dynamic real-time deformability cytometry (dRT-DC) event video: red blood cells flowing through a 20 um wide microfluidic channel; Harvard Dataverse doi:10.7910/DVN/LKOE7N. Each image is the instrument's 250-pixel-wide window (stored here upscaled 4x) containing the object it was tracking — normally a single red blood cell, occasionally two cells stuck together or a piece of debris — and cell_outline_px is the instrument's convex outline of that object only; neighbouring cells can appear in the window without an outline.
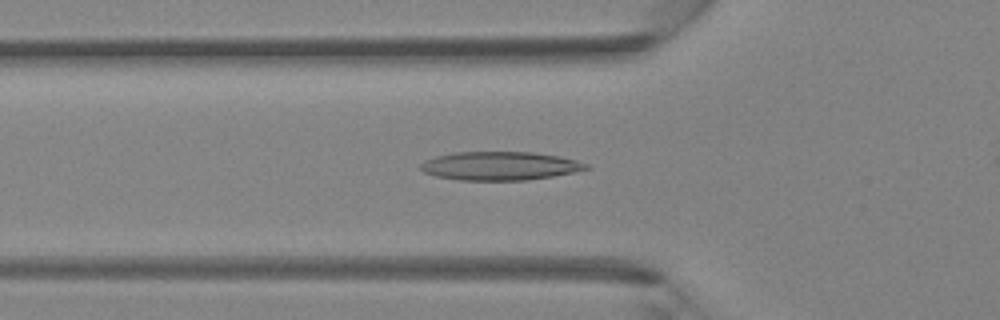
{"species": "Egyptian fruit bat (a non-hibernating species)", "species_latin": "Rousettus aegyptiacus", "temperature_condition": "room temperature", "stored_images_in_passage": 41, "camera_frame_rate_fps": 3000, "um_per_image_px": 0.085, "animal": {"sex": "female"}, "frame": {"image": 1, "passage_image": 16, "time_ms": 5.0, "image_size_px": [1000, 320], "cell_outline_px": [[592, 168], [552, 176], [528, 180], [460, 180], [436, 176], [424, 172], [420, 168], [420, 164], [424, 160], [436, 156], [452, 152], [532, 152], [560, 156], [576, 160], [588, 164]], "centroid_in_image_um": [42.48, 14.09], "position_along_channel_um": 83.3, "area_um2": 27.57}}
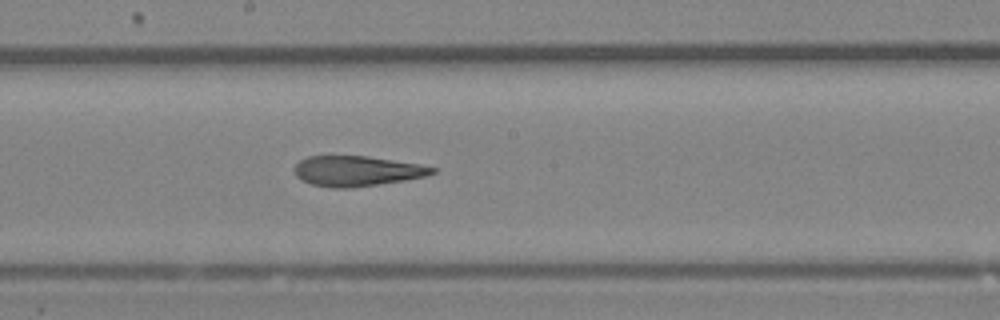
{"frame": {"image": 2, "passage_image": 25, "time_ms": 8.0, "image_size_px": [1000, 320], "cell_outline_px": [[436, 172], [428, 176], [404, 180], [348, 188], [332, 188], [312, 184], [300, 180], [296, 176], [296, 164], [300, 160], [308, 156], [368, 156], [420, 164], [436, 168]], "centroid_in_image_um": [30.35, 14.53], "position_along_channel_um": 217.9, "area_um2": 24.16}}
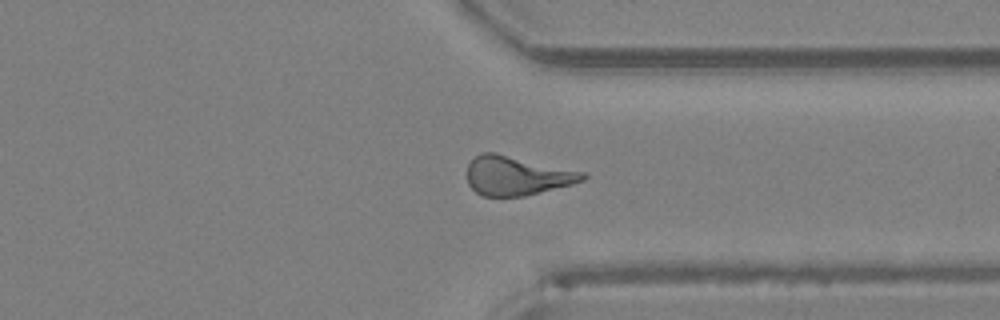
{"frame": {"image": 3, "passage_image": 35, "time_ms": 11.333, "image_size_px": [1000, 320], "cell_outline_px": [[588, 176], [584, 180], [572, 184], [524, 196], [480, 196], [468, 184], [468, 164], [476, 156], [484, 152], [496, 152], [584, 172]], "centroid_in_image_um": [43.92, 14.93], "position_along_channel_um": 367.5, "area_um2": 26.24}}